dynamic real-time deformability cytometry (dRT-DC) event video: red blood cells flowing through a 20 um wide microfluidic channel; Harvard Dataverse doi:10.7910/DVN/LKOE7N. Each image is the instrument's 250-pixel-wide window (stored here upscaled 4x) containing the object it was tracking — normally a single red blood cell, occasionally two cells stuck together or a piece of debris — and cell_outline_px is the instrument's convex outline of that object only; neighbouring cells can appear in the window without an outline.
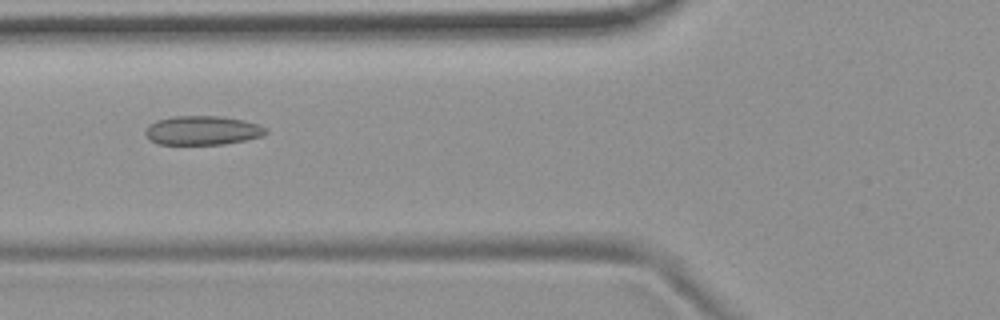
{"species": "common noctule bat (a hibernating species)", "species_latin": "Nyctalus noctula", "temperature_condition": "room temperature", "stored_images_in_passage": 54, "camera_frame_rate_fps": 3000, "um_per_image_px": 0.085, "animal": {"sex": "female", "body_mass_g": 19.9}, "frame": {"image": 1, "passage_image": 21, "time_ms": 6.667, "image_size_px": [1000, 320], "cell_outline_px": [[268, 132], [260, 136], [244, 140], [224, 144], [160, 144], [152, 140], [144, 132], [148, 124], [156, 120], [176, 116], [220, 116], [244, 120], [260, 124], [268, 128]], "centroid_in_image_um": [17.23, 11.07], "position_along_channel_um": 108.6, "area_um2": 20.35}}
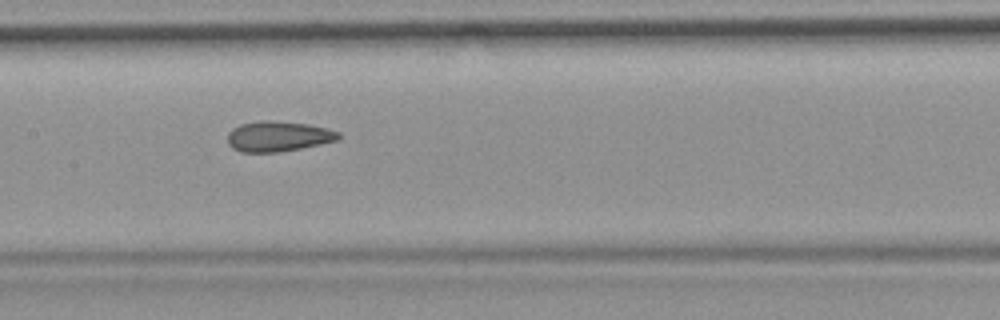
{"frame": {"image": 2, "passage_image": 27, "time_ms": 8.667, "image_size_px": [1000, 320], "cell_outline_px": [[340, 136], [336, 140], [320, 144], [300, 148], [276, 152], [240, 152], [232, 148], [228, 144], [228, 132], [232, 128], [240, 124], [260, 120], [272, 120], [308, 124], [328, 128], [340, 132]], "centroid_in_image_um": [23.61, 11.58], "position_along_channel_um": 183.8, "area_um2": 19.65}}
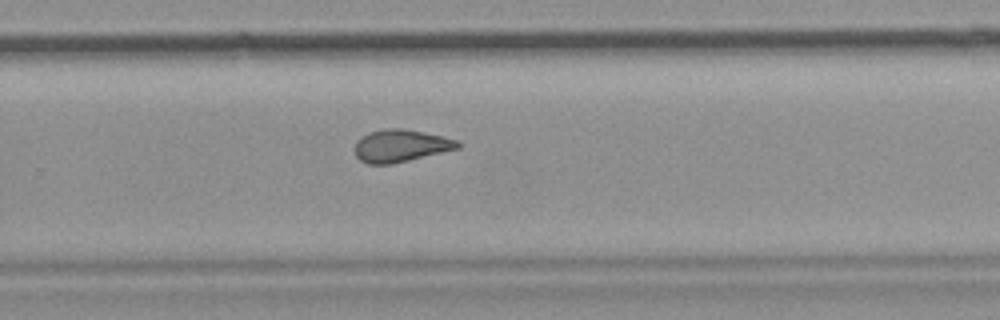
{"frame": {"image": 3, "passage_image": 36, "time_ms": 11.667, "image_size_px": [1000, 320], "cell_outline_px": [[460, 148], [392, 164], [368, 164], [360, 160], [356, 156], [356, 140], [368, 132], [388, 128], [404, 128], [424, 132], [460, 140]], "centroid_in_image_um": [34.07, 12.38], "position_along_channel_um": 295.7, "area_um2": 19.48}, "authors_computed_cell_mechanics": {"area_um2": 20.1144, "velocity_mm_per_s": 3.7502, "shape_relaxation_time_tau1_ms": null, "shape_relaxation_time_tau2_ms": 2.2635, "deformation_change_tau1": null, "deformation_change_tau2": 0.0781}}